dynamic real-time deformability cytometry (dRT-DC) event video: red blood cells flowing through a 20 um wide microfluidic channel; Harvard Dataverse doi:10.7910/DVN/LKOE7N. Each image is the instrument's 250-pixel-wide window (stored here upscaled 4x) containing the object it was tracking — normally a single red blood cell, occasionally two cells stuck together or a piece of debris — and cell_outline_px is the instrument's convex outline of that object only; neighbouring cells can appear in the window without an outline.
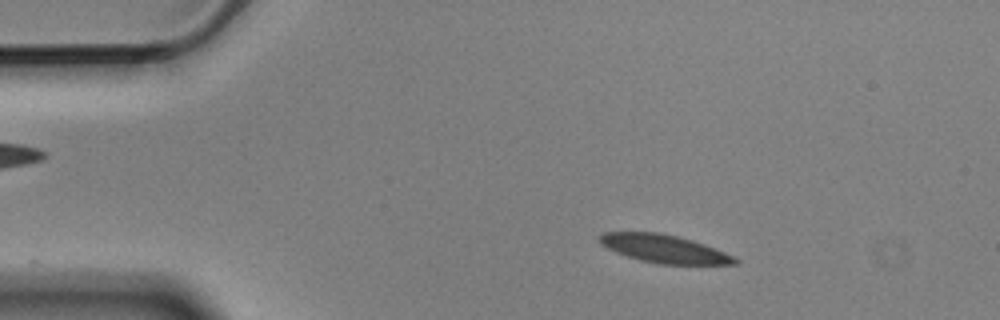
{"species": "Egyptian fruit bat (a non-hibernating species)", "species_latin": "Rousettus aegyptiacus", "temperature_condition": "cold", "stored_images_in_passage": 3, "camera_frame_rate_fps": 3000, "um_per_image_px": 0.085, "animal": {"sex": "male"}, "frame": {"image": 1, "passage_image": 2, "time_ms": 0.333, "image_size_px": [1000, 320], "cell_outline_px": [[740, 264], [660, 264], [640, 260], [616, 252], [600, 244], [600, 236], [604, 232], [660, 232], [692, 240], [704, 244], [724, 252], [740, 260]], "centroid_in_image_um": [56.47, 21.14], "position_along_channel_um": 28.5, "area_um2": 21.91}}